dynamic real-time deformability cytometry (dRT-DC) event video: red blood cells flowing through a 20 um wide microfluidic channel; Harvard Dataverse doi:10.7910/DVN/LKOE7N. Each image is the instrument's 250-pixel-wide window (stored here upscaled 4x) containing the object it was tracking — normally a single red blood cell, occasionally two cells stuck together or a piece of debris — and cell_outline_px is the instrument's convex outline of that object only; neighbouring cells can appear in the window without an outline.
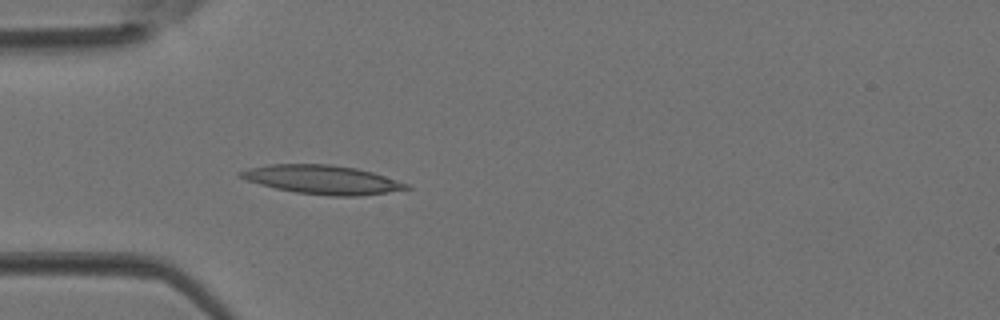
{"species": "Egyptian fruit bat (a non-hibernating species)", "species_latin": "Rousettus aegyptiacus", "temperature_condition": "room temperature", "stored_images_in_passage": 3, "camera_frame_rate_fps": 3000, "um_per_image_px": 0.085, "animal": {"sex": "female"}, "frame": {"image": 1, "passage_image": 3, "time_ms": 0.667, "image_size_px": [1000, 320], "cell_outline_px": [[412, 188], [388, 192], [360, 196], [332, 196], [296, 192], [276, 188], [260, 184], [236, 176], [236, 172], [248, 168], [268, 164], [332, 164], [356, 168], [372, 172], [408, 184]], "centroid_in_image_um": [27.36, 15.26], "position_along_channel_um": 57.6, "area_um2": 27.8}}